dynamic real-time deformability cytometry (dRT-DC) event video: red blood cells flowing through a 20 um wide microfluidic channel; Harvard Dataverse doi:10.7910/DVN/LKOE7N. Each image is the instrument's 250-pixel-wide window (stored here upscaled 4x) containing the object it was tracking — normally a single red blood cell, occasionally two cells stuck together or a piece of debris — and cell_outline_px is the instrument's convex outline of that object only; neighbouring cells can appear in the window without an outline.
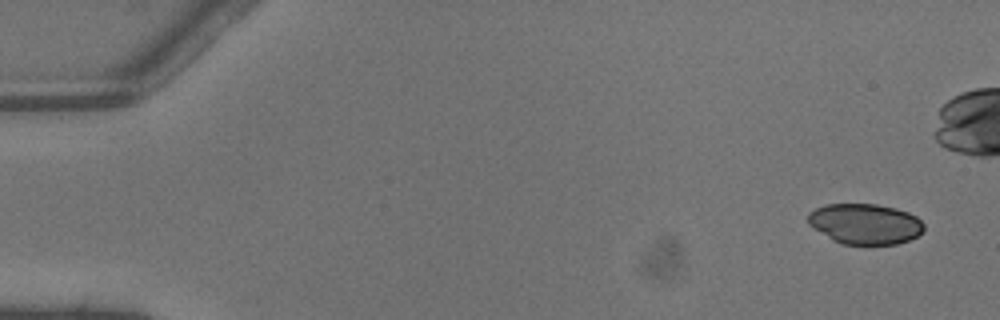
{"species": "common noctule bat (a hibernating species)", "species_latin": "Nyctalus noctula", "temperature_condition": "warm", "stored_images_in_passage": 5, "camera_frame_rate_fps": 3000, "um_per_image_px": 0.085, "animal": {"sex": "male", "body_mass_g": 13.3}, "frame": {"image": 1, "passage_image": 1, "time_ms": 0.0, "image_size_px": [1000, 320], "cell_outline_px": [[924, 232], [908, 240], [896, 244], [840, 244], [832, 240], [808, 224], [808, 212], [824, 204], [876, 204], [896, 208], [908, 212], [916, 216], [924, 224]], "centroid_in_image_um": [73.52, 19.02], "position_along_channel_um": 11.5, "area_um2": 27.46}}